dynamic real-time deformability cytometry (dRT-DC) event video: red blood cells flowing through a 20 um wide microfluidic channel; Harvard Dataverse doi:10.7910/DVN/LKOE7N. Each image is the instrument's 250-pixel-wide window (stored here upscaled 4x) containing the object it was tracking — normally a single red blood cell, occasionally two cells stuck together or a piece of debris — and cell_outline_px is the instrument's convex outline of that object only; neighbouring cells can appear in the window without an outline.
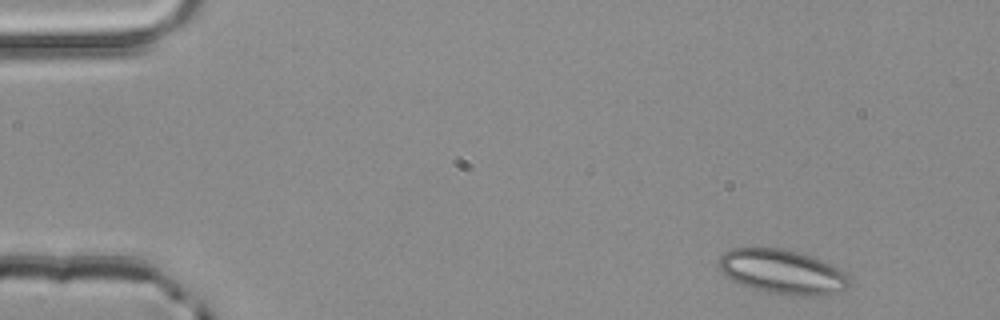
{"species": "common noctule bat (a hibernating species)", "species_latin": "Nyctalus noctula", "temperature_condition": "room temperature", "stored_images_in_passage": 4, "camera_frame_rate_fps": 3000, "um_per_image_px": 0.085, "animal": {"sex": "male", "body_mass_g": 20.4}, "frame": {"image": 1, "passage_image": 1, "time_ms": 0.0, "image_size_px": [1000, 320], "cell_outline_px": [[852, 280], [844, 292], [816, 296], [800, 296], [764, 292], [748, 288], [724, 276], [720, 268], [720, 256], [724, 252], [732, 248], [784, 248], [812, 256], [832, 264], [844, 272]], "centroid_in_image_um": [66.54, 23.12], "position_along_channel_um": 18.5, "area_um2": 34.28}}